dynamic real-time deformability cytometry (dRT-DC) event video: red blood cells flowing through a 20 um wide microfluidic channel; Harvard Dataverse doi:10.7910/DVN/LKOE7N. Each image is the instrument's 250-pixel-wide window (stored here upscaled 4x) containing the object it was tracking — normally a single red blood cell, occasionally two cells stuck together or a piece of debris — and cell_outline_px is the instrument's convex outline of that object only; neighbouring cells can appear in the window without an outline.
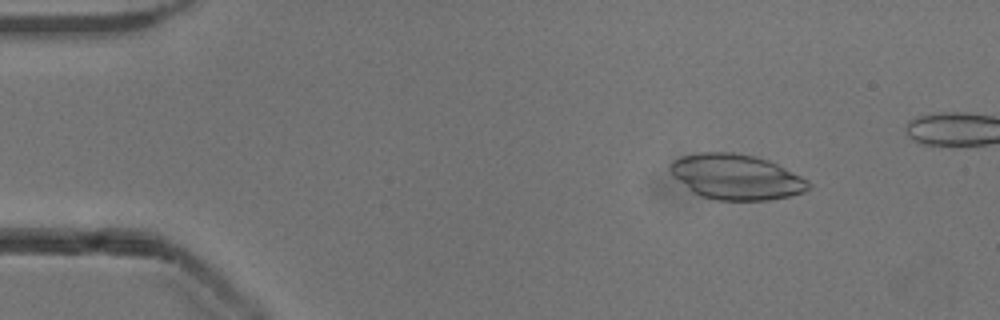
{"species": "common noctule bat (a hibernating species)", "species_latin": "Nyctalus noctula", "temperature_condition": "cold", "stored_images_in_passage": 53, "camera_frame_rate_fps": 3000, "um_per_image_px": 0.085, "animal": {"sex": "male", "body_mass_g": 13.3}, "frame": {"image": 1, "passage_image": 7, "time_ms": 2.0, "image_size_px": [1000, 320], "cell_outline_px": [[812, 184], [804, 192], [788, 196], [768, 200], [716, 200], [700, 196], [692, 192], [672, 176], [668, 168], [672, 160], [680, 156], [704, 152], [732, 152], [756, 156], [768, 160], [808, 180]], "centroid_in_image_um": [62.53, 15.03], "position_along_channel_um": 22.5, "area_um2": 36.59}}